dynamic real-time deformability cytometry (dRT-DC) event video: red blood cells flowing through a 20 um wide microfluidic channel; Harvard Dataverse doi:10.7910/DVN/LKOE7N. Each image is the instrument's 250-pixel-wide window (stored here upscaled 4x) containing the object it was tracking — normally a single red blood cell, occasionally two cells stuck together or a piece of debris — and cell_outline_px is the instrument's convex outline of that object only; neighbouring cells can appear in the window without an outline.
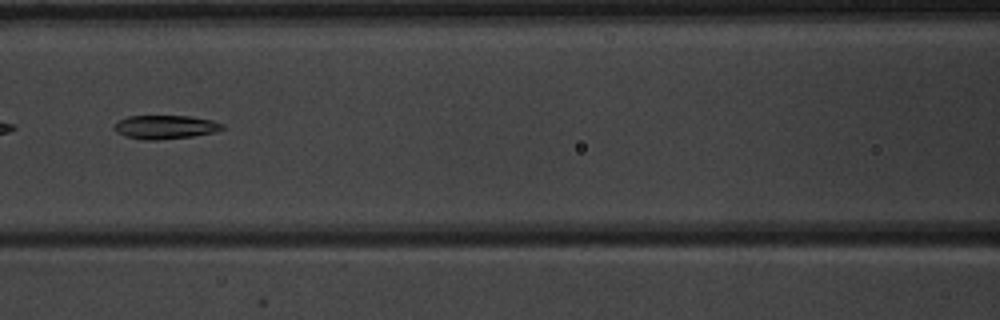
{"species": "common noctule bat (a hibernating species)", "species_latin": "Nyctalus noctula", "temperature_condition": "warm", "stored_images_in_passage": 7, "camera_frame_rate_fps": 3000, "um_per_image_px": 0.085, "animal": {"sex": "male", "body_mass_g": 20.1, "forearm_length_mm": 53.5}, "frame": {"image": 1, "passage_image": 7, "time_ms": 7.0, "image_size_px": [1000, 320], "cell_outline_px": [[224, 128], [216, 132], [192, 136], [156, 140], [144, 140], [124, 136], [116, 132], [112, 128], [120, 120], [128, 116], [188, 116], [212, 120], [224, 124]], "centroid_in_image_um": [14.04, 10.8], "position_along_channel_um": 152.6, "area_um2": 14.91}}